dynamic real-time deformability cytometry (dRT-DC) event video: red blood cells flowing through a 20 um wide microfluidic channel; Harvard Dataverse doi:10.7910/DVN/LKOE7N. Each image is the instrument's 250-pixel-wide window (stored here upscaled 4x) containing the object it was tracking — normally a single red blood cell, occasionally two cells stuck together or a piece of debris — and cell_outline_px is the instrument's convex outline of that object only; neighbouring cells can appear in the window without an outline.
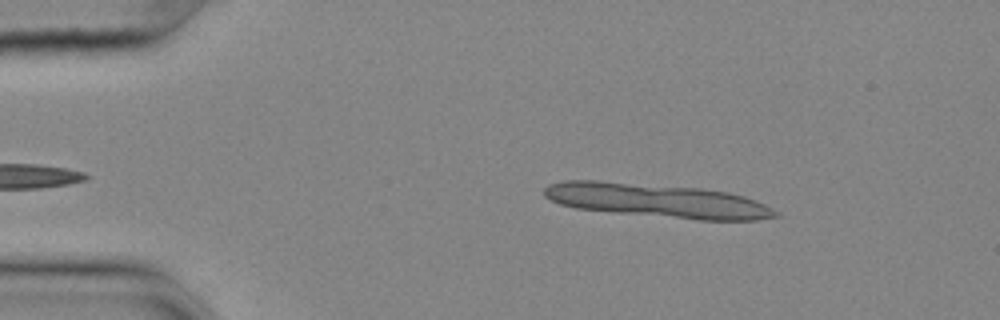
{"species": "common noctule bat (a hibernating species)", "species_latin": "Nyctalus noctula", "temperature_condition": "cold", "stored_images_in_passage": 11, "camera_frame_rate_fps": 3000, "um_per_image_px": 0.085, "animal": {"sex": "female", "body_mass_g": 25.1}, "frame": {"image": 1, "passage_image": 5, "time_ms": 1.333, "image_size_px": [1000, 320], "cell_outline_px": [[780, 216], [756, 220], [696, 220], [576, 208], [560, 204], [544, 196], [544, 188], [548, 184], [564, 180], [600, 180], [700, 188], [728, 192], [744, 196], [764, 204], [780, 212]], "centroid_in_image_um": [55.88, 17.04], "position_along_channel_um": 29.1, "area_um2": 45.66}}